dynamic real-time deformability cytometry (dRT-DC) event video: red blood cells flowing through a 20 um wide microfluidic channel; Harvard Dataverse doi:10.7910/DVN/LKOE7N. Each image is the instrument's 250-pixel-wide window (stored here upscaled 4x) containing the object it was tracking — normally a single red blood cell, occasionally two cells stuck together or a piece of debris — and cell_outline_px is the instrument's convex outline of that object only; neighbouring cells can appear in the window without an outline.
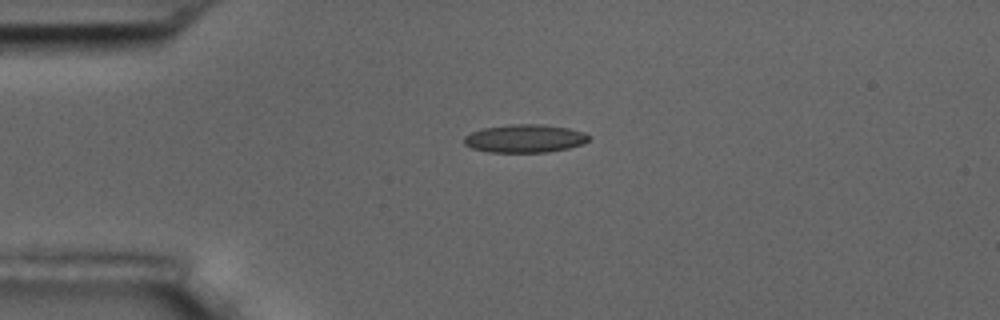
{"species": "common noctule bat (a hibernating species)", "species_latin": "Nyctalus noctula", "temperature_condition": "room temperature", "stored_images_in_passage": 4, "camera_frame_rate_fps": 3000, "um_per_image_px": 0.085, "animal": {"sex": "male", "body_mass_g": 17.5, "forearm_length_mm": 52.3}, "frame": {"image": 1, "passage_image": 3, "time_ms": 2.333, "image_size_px": [1000, 320], "cell_outline_px": [[592, 136], [584, 144], [568, 148], [548, 152], [488, 152], [472, 148], [464, 144], [464, 136], [472, 132], [484, 128], [512, 124], [540, 124], [568, 128], [584, 132]], "centroid_in_image_um": [44.64, 11.77], "position_along_channel_um": 40.4, "area_um2": 20.46}}